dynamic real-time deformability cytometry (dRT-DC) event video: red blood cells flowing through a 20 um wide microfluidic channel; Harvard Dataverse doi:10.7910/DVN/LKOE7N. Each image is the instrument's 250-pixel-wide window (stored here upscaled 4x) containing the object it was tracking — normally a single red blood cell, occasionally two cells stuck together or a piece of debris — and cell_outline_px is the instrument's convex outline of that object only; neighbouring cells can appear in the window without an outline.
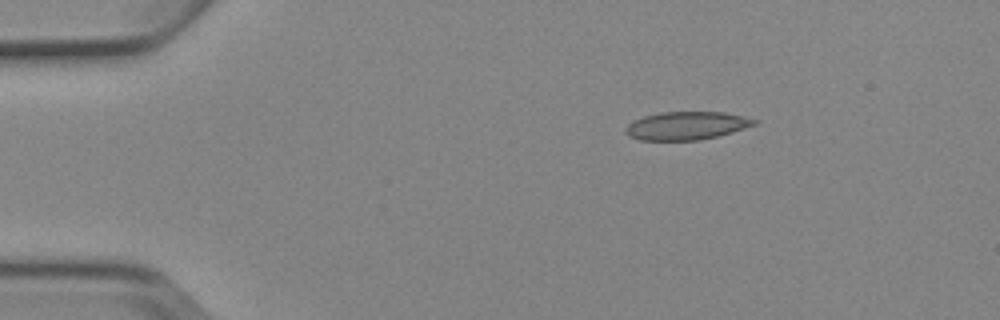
{"species": "Egyptian fruit bat (a non-hibernating species)", "species_latin": "Rousettus aegyptiacus", "temperature_condition": "cold", "stored_images_in_passage": 4, "camera_frame_rate_fps": 3000, "um_per_image_px": 0.085, "animal": {"sex": "female"}, "frame": {"image": 1, "passage_image": 3, "time_ms": 2.333, "image_size_px": [1000, 320], "cell_outline_px": [[760, 120], [756, 124], [732, 132], [700, 140], [640, 140], [628, 136], [624, 132], [624, 128], [628, 124], [644, 116], [660, 112], [724, 112]], "centroid_in_image_um": [58.34, 10.68], "position_along_channel_um": 26.7, "area_um2": 21.04}}